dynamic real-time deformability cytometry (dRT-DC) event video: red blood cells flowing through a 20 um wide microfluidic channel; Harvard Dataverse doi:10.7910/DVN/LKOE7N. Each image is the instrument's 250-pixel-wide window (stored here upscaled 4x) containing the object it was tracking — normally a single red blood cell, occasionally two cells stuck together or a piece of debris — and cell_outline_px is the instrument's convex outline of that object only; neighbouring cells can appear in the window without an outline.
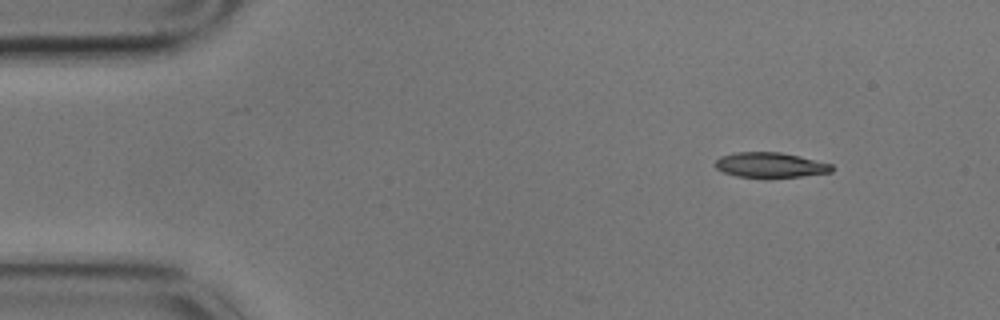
{"species": "common noctule bat (a hibernating species)", "species_latin": "Nyctalus noctula", "temperature_condition": "cold", "stored_images_in_passage": 52, "camera_frame_rate_fps": 3000, "um_per_image_px": 0.085, "animal": {"sex": "male", "body_mass_g": 17.9}, "frame": {"image": 1, "passage_image": 1, "time_ms": 0.0, "image_size_px": [1000, 320], "cell_outline_px": [[832, 172], [768, 180], [736, 176], [724, 172], [716, 168], [712, 164], [720, 156], [736, 152], [780, 152], [800, 156], [832, 164]], "centroid_in_image_um": [65.43, 14.05], "position_along_channel_um": 19.6, "area_um2": 17.63}}
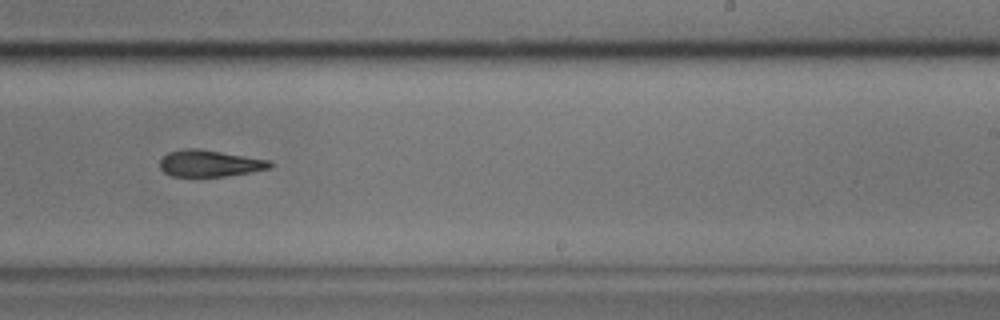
{"frame": {"image": 2, "passage_image": 30, "time_ms": 9.667, "image_size_px": [1000, 320], "cell_outline_px": [[272, 168], [252, 172], [224, 176], [172, 176], [164, 172], [160, 168], [160, 160], [168, 152], [184, 148], [200, 148], [272, 160]], "centroid_in_image_um": [17.86, 13.87], "position_along_channel_um": 271.1, "area_um2": 17.28}}
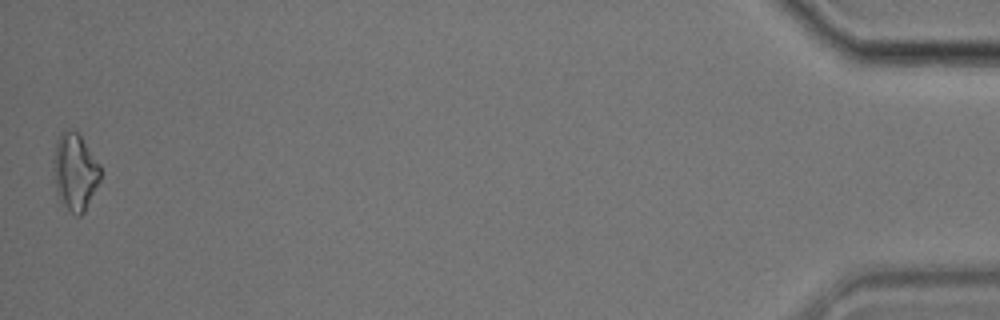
{"frame": {"image": 3, "passage_image": 52, "time_ms": 17.0, "image_size_px": [1000, 320], "cell_outline_px": [[100, 180], [84, 212], [80, 216], [76, 216], [60, 204], [56, 192], [52, 168], [52, 160], [56, 140], [60, 132], [64, 128], [68, 128], [76, 132], [80, 136], [100, 164]], "centroid_in_image_um": [6.32, 14.6], "position_along_channel_um": 428.9, "area_um2": 21.5}, "authors_computed_cell_mechanics": {"area_um2": 17.9758, "velocity_mm_per_s": 3.4237, "shape_relaxation_time_tau1_ms": 4.1866, "shape_relaxation_time_tau2_ms": 5.2768, "deformation_change_tau1": 0.1248, "deformation_change_tau2": 0.146}}